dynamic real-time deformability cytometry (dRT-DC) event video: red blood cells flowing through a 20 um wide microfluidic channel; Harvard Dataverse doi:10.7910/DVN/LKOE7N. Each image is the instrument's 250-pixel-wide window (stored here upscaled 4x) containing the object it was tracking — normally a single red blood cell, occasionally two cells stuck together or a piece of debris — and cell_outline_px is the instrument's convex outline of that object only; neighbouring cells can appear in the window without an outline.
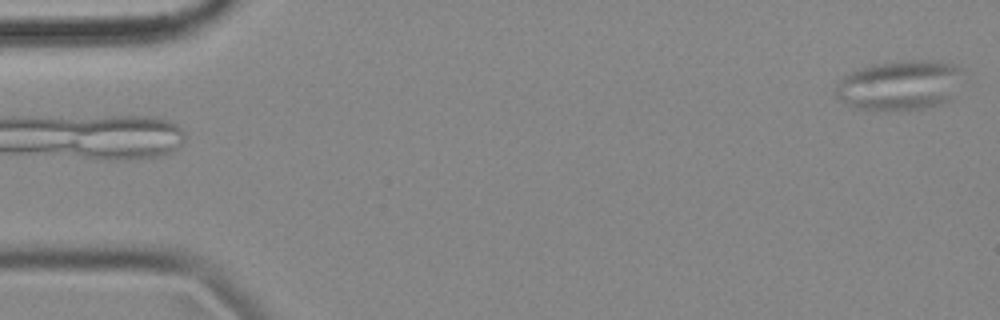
{"species": "common noctule bat (a hibernating species)", "species_latin": "Nyctalus noctula", "temperature_condition": "cold", "stored_images_in_passage": 2, "camera_frame_rate_fps": 3000, "um_per_image_px": 0.085, "animal": {"sex": "female", "body_mass_g": 18.4}, "frame": {"image": 1, "passage_image": 2, "time_ms": 0.333, "image_size_px": [1000, 320], "cell_outline_px": [[964, 68], [952, 100], [940, 104], [924, 108], [852, 108], [836, 96], [836, 88], [840, 80], [844, 76], [860, 68], [872, 64], [904, 60], [924, 60], [952, 64]], "centroid_in_image_um": [76.51, 7.21], "position_along_channel_um": 8.5, "area_um2": 36.36}}